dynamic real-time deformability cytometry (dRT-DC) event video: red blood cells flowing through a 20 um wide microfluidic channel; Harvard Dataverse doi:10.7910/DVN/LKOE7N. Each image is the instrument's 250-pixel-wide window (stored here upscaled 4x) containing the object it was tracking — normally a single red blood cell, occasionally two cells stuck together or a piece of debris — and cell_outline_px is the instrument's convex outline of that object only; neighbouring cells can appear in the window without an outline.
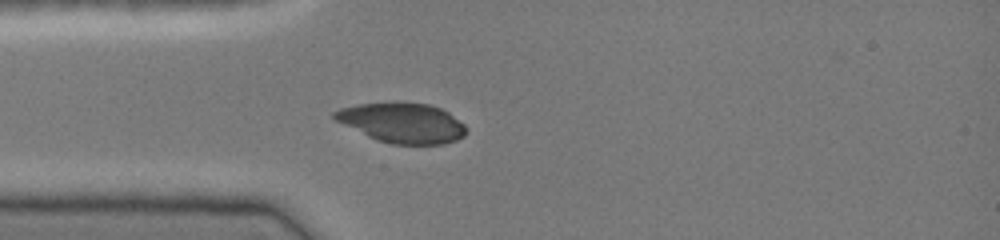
{"species": "common noctule bat (a hibernating species)", "species_latin": "Nyctalus noctula", "temperature_condition": "cold", "stored_images_in_passage": 43, "camera_frame_rate_fps": 3000, "um_per_image_px": 0.085, "animal": {"sex": "female", "body_mass_g": 19.0, "forearm_length_mm": 51.5}, "frame": {"image": 1, "passage_image": 12, "time_ms": 3.667, "image_size_px": [1000, 240], "cell_outline_px": [[468, 132], [464, 136], [456, 140], [444, 144], [392, 144], [376, 140], [336, 120], [332, 116], [332, 112], [340, 108], [356, 104], [428, 104], [440, 108], [448, 112], [464, 124], [468, 128]], "centroid_in_image_um": [34.23, 10.47], "position_along_channel_um": 50.8, "area_um2": 30.11}}
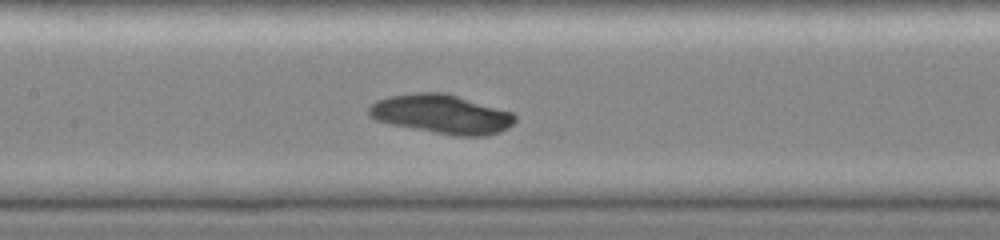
{"frame": {"image": 2, "passage_image": 21, "time_ms": 6.667, "image_size_px": [1000, 240], "cell_outline_px": [[516, 120], [508, 128], [500, 132], [488, 136], [456, 136], [392, 124], [376, 120], [368, 116], [368, 108], [376, 100], [388, 96], [416, 92], [444, 92], [512, 112], [516, 116]], "centroid_in_image_um": [37.54, 9.7], "position_along_channel_um": 169.9, "area_um2": 33.23}}
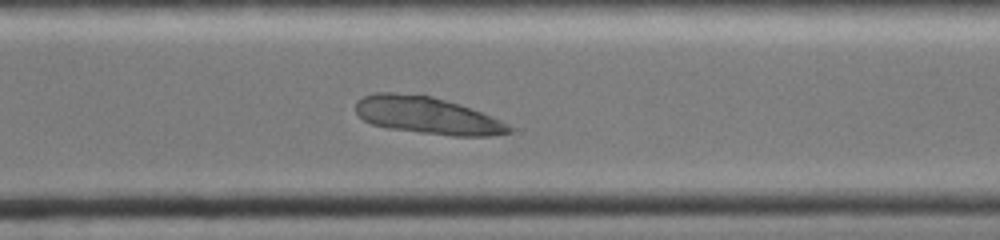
{"frame": {"image": 3, "passage_image": 33, "time_ms": 10.667, "image_size_px": [1000, 240], "cell_outline_px": [[512, 132], [488, 136], [452, 136], [388, 128], [372, 124], [364, 120], [356, 112], [356, 100], [364, 96], [376, 92], [392, 92], [432, 96], [460, 104], [500, 120], [508, 124], [512, 128]], "centroid_in_image_um": [36.3, 9.81], "position_along_channel_um": 334.3, "area_um2": 33.06}}